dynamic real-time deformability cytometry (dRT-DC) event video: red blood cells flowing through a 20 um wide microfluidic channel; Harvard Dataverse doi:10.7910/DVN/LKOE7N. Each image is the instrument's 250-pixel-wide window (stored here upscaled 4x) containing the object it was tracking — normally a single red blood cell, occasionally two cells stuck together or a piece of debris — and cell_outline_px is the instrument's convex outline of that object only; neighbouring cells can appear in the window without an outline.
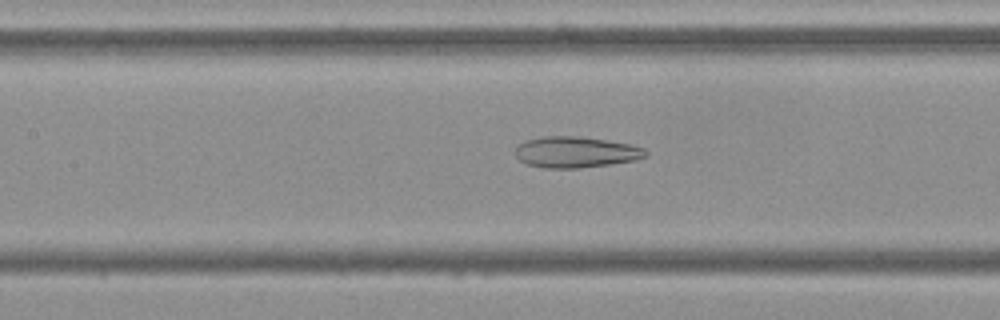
{"species": "Egyptian fruit bat (a non-hibernating species)", "species_latin": "Rousettus aegyptiacus", "temperature_condition": "cold", "stored_images_in_passage": 40, "camera_frame_rate_fps": 3000, "um_per_image_px": 0.085, "frame": {"image": 1, "passage_image": 10, "time_ms": 3.0, "image_size_px": [1000, 320], "cell_outline_px": [[648, 156], [636, 160], [580, 168], [544, 168], [528, 164], [520, 160], [516, 156], [516, 144], [524, 140], [544, 136], [580, 136], [632, 144], [644, 148], [648, 152]], "centroid_in_image_um": [48.94, 12.92], "position_along_channel_um": 158.5, "area_um2": 23.76}}
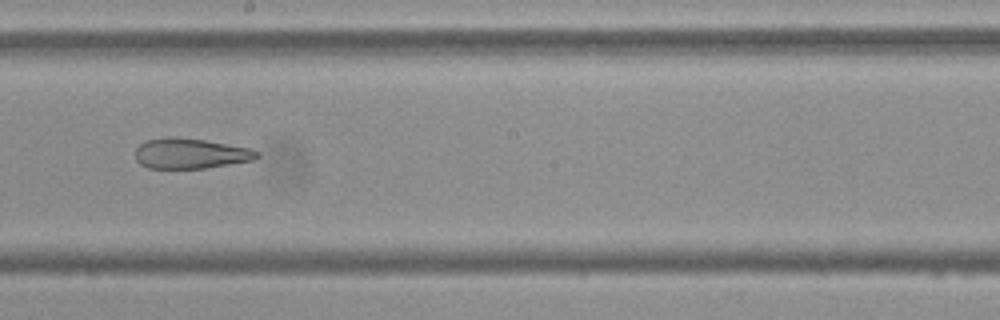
{"frame": {"image": 2, "passage_image": 16, "time_ms": 5.0, "image_size_px": [1000, 320], "cell_outline_px": [[260, 156], [252, 160], [204, 168], [148, 168], [140, 164], [136, 160], [136, 148], [144, 140], [164, 136], [176, 136], [204, 140], [252, 148], [260, 152]], "centroid_in_image_um": [16.17, 13.02], "position_along_channel_um": 232.0, "area_um2": 21.68}}
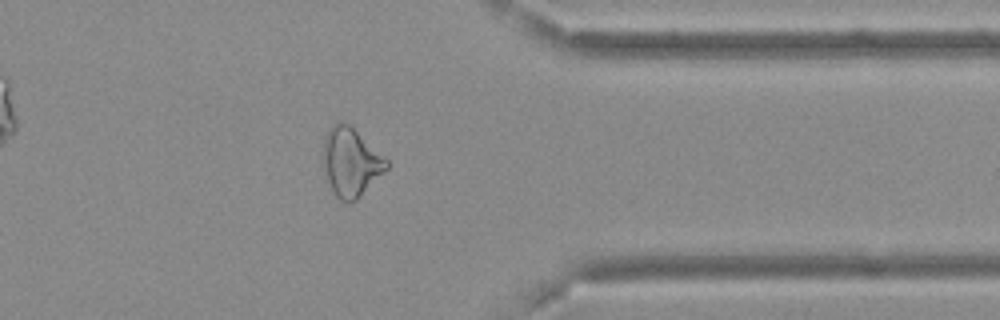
{"frame": {"image": 3, "passage_image": 29, "time_ms": 9.333, "image_size_px": [1000, 320], "cell_outline_px": [[388, 168], [356, 200], [348, 204], [340, 200], [336, 196], [320, 164], [320, 160], [324, 136], [332, 124], [340, 120], [344, 120], [388, 160]], "centroid_in_image_um": [29.76, 13.76], "position_along_channel_um": 381.6, "area_um2": 25.61}, "authors_computed_cell_mechanics": {"area_um2": 25.2586, "velocity_mm_per_s": 3.6873, "shape_relaxation_time_tau1_ms": null, "shape_relaxation_time_tau2_ms": 4.3827, "deformation_change_tau1": null, "deformation_change_tau2": 0.1502}}